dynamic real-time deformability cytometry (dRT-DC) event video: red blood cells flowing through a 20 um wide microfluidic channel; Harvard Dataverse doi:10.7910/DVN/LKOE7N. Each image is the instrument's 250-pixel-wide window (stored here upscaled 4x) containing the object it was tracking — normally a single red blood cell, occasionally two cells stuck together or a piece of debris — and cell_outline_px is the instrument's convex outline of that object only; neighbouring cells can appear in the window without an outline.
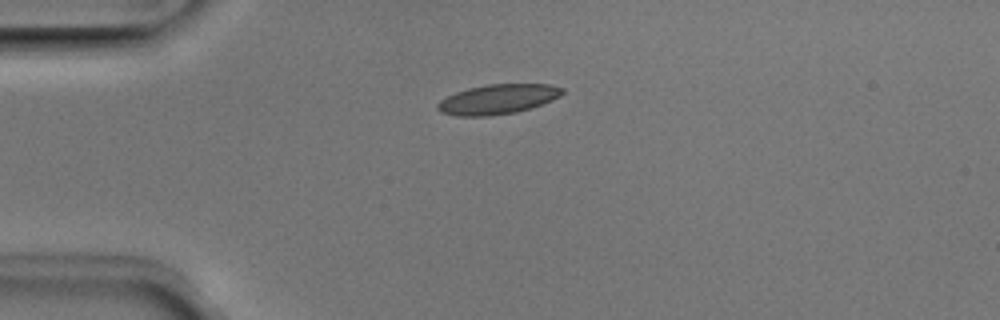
{"species": "Egyptian fruit bat (a non-hibernating species)", "species_latin": "Rousettus aegyptiacus", "temperature_condition": "room temperature", "stored_images_in_passage": 40, "camera_frame_rate_fps": 3000, "um_per_image_px": 0.085, "animal": {"sex": "male"}, "frame": {"image": 1, "passage_image": 1, "time_ms": 0.0, "image_size_px": [1000, 320], "cell_outline_px": [[564, 92], [560, 96], [552, 100], [516, 112], [488, 116], [456, 116], [440, 112], [436, 108], [436, 104], [440, 100], [456, 92], [468, 88], [488, 84], [552, 84], [564, 88]], "centroid_in_image_um": [42.29, 8.43], "position_along_channel_um": 42.7, "area_um2": 21.62}}
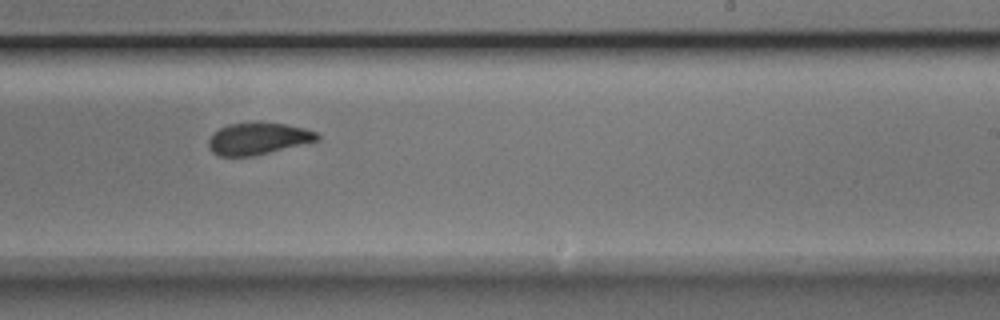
{"frame": {"image": 2, "passage_image": 20, "time_ms": 6.333, "image_size_px": [1000, 320], "cell_outline_px": [[320, 140], [252, 156], [220, 156], [212, 152], [208, 144], [208, 140], [212, 132], [228, 124], [252, 120], [260, 120], [284, 124], [304, 128], [316, 132], [320, 136]], "centroid_in_image_um": [21.91, 11.74], "position_along_channel_um": 267.1, "area_um2": 20.63}}
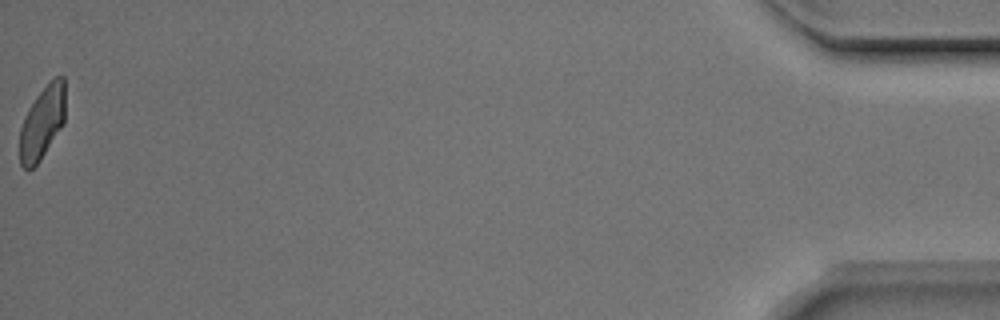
{"frame": {"image": 3, "passage_image": 40, "time_ms": 13.0, "image_size_px": [1000, 320], "cell_outline_px": [[64, 124], [40, 160], [32, 168], [24, 168], [20, 164], [20, 128], [24, 116], [28, 108], [36, 96], [56, 76], [64, 76]], "centroid_in_image_um": [3.58, 10.43], "position_along_channel_um": 431.6, "area_um2": 19.13}, "authors_computed_cell_mechanics": {"area_um2": 20.9525, "velocity_mm_per_s": 3.9371, "shape_relaxation_time_tau1_ms": 4.2645, "shape_relaxation_time_tau2_ms": 1.6533, "deformation_change_tau1": 0.1298, "deformation_change_tau2": 0.0526}}